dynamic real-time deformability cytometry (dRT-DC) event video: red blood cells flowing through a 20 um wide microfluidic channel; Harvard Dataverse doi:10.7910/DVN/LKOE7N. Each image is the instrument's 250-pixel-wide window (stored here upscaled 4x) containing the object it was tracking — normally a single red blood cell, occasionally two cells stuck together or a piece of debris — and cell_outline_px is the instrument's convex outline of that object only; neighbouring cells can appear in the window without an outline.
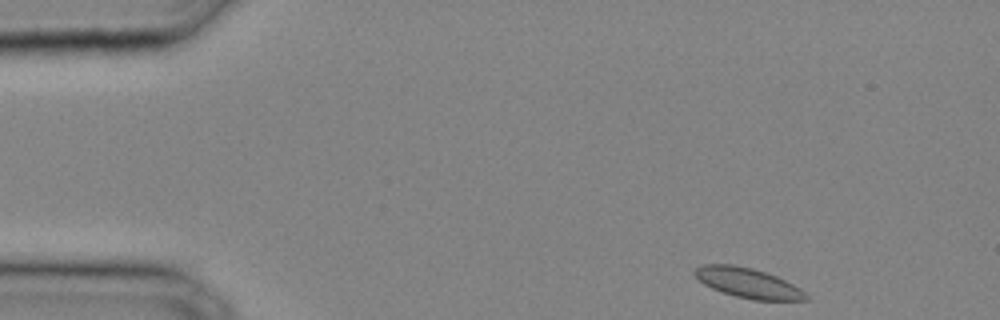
{"species": "common noctule bat (a hibernating species)", "species_latin": "Nyctalus noctula", "temperature_condition": "cold", "stored_images_in_passage": 30, "camera_frame_rate_fps": 3000, "um_per_image_px": 0.085, "animal": {"sex": "male", "body_mass_g": 20.4}, "frame": {"image": 1, "passage_image": 1, "time_ms": 0.0, "image_size_px": [1000, 320], "cell_outline_px": [[808, 300], [752, 300], [736, 296], [712, 288], [704, 284], [692, 272], [696, 268], [704, 264], [732, 264], [752, 268], [776, 276], [800, 288], [808, 296]], "centroid_in_image_um": [63.57, 24.05], "position_along_channel_um": 21.4, "area_um2": 19.13}}
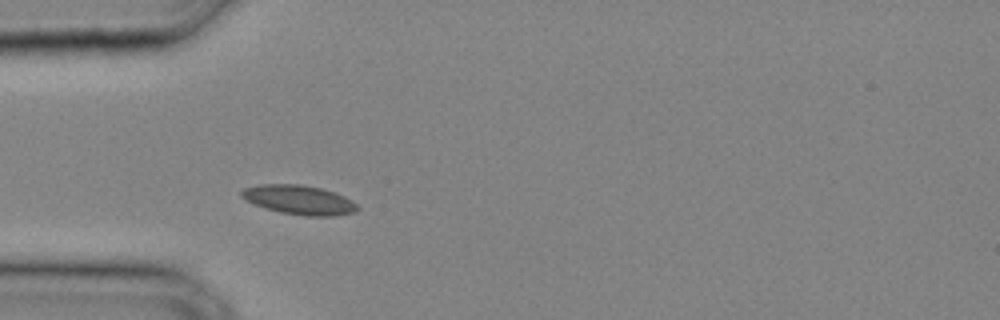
{"frame": {"image": 2, "passage_image": 7, "time_ms": 2.0, "image_size_px": [1000, 320], "cell_outline_px": [[360, 208], [356, 212], [336, 216], [304, 216], [280, 212], [256, 204], [240, 196], [240, 192], [244, 188], [260, 184], [300, 184], [320, 188], [344, 196], [352, 200]], "centroid_in_image_um": [25.46, 16.99], "position_along_channel_um": 59.5, "area_um2": 19.65}}
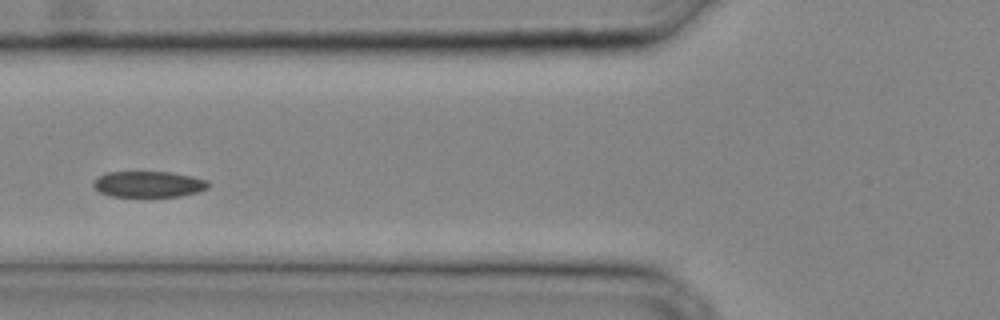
{"frame": {"image": 3, "passage_image": 10, "time_ms": 3.0, "image_size_px": [1000, 320], "cell_outline_px": [[208, 188], [196, 192], [180, 196], [112, 196], [100, 192], [92, 184], [92, 180], [108, 172], [172, 172], [208, 180]], "centroid_in_image_um": [12.62, 15.65], "position_along_channel_um": 113.2, "area_um2": 17.22}}